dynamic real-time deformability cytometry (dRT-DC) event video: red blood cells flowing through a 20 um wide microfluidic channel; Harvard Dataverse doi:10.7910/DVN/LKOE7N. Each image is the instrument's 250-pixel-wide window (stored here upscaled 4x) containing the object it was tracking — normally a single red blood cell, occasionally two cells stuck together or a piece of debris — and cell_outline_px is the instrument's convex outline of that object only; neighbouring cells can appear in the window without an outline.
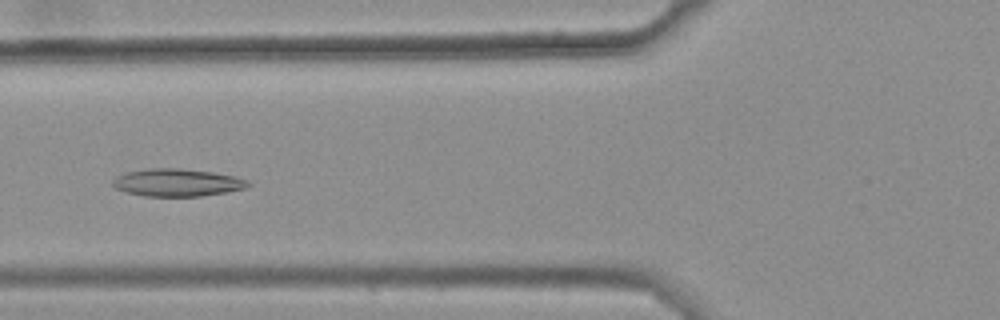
{"species": "common noctule bat (a hibernating species)", "species_latin": "Nyctalus noctula", "temperature_condition": "warm", "stored_images_in_passage": 33, "camera_frame_rate_fps": 3000, "um_per_image_px": 0.085, "animal": {"sex": "female", "body_mass_g": 25.1}, "frame": {"image": 1, "passage_image": 20, "time_ms": 6.333, "image_size_px": [1000, 320], "cell_outline_px": [[252, 184], [244, 188], [224, 192], [200, 196], [144, 196], [128, 192], [116, 188], [112, 184], [112, 180], [116, 176], [128, 172], [152, 168], [180, 168], [212, 172], [232, 176], [248, 180]], "centroid_in_image_um": [15.05, 15.51], "position_along_channel_um": 110.8, "area_um2": 21.44}}
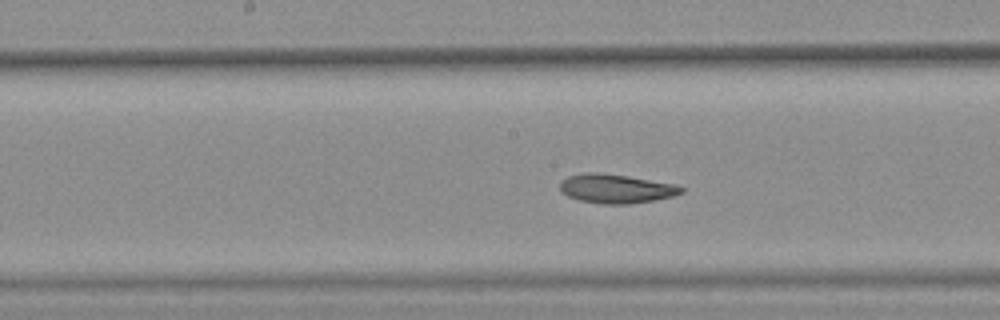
{"frame": {"image": 2, "passage_image": 27, "time_ms": 8.667, "image_size_px": [1000, 320], "cell_outline_px": [[684, 192], [672, 196], [652, 200], [628, 204], [604, 204], [580, 200], [568, 196], [560, 192], [560, 180], [568, 176], [584, 172], [600, 172], [628, 176], [672, 184], [684, 188]], "centroid_in_image_um": [52.3, 16.02], "position_along_channel_um": 195.9, "area_um2": 20.4}}
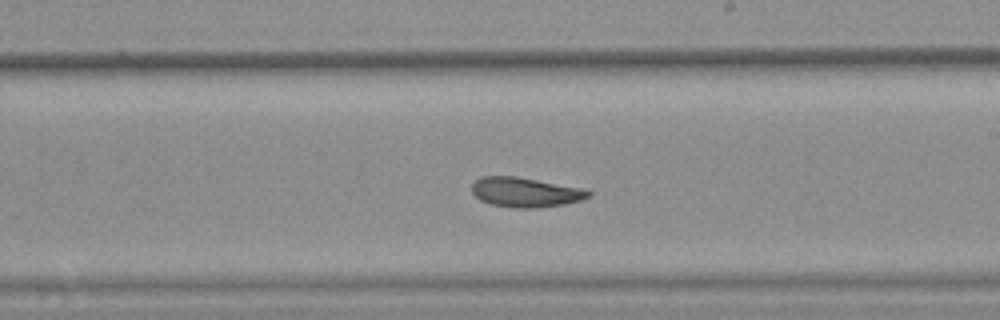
{"frame": {"image": 3, "passage_image": 31, "time_ms": 10.0, "image_size_px": [1000, 320], "cell_outline_px": [[592, 196], [580, 200], [564, 204], [536, 208], [516, 208], [492, 204], [480, 200], [472, 192], [472, 184], [480, 176], [516, 176], [584, 188], [592, 192]], "centroid_in_image_um": [44.68, 16.33], "position_along_channel_um": 244.3, "area_um2": 20.23}}